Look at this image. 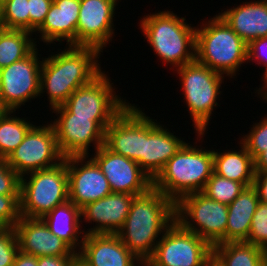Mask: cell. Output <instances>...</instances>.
Here are the masks:
<instances>
[{
    "label": "cell",
    "mask_w": 267,
    "mask_h": 266,
    "mask_svg": "<svg viewBox=\"0 0 267 266\" xmlns=\"http://www.w3.org/2000/svg\"><path fill=\"white\" fill-rule=\"evenodd\" d=\"M63 47H53L57 52L43 56L41 65L39 99L47 96L50 111L63 105L77 88L91 83L104 71L99 59L103 54L97 48Z\"/></svg>",
    "instance_id": "1"
},
{
    "label": "cell",
    "mask_w": 267,
    "mask_h": 266,
    "mask_svg": "<svg viewBox=\"0 0 267 266\" xmlns=\"http://www.w3.org/2000/svg\"><path fill=\"white\" fill-rule=\"evenodd\" d=\"M175 220V203L152 186L147 192L135 195L125 223L117 235L145 264L166 229Z\"/></svg>",
    "instance_id": "2"
},
{
    "label": "cell",
    "mask_w": 267,
    "mask_h": 266,
    "mask_svg": "<svg viewBox=\"0 0 267 266\" xmlns=\"http://www.w3.org/2000/svg\"><path fill=\"white\" fill-rule=\"evenodd\" d=\"M206 134L195 133V142L186 141L153 179V187L174 203L187 194L202 192L214 172L213 147L201 144Z\"/></svg>",
    "instance_id": "3"
},
{
    "label": "cell",
    "mask_w": 267,
    "mask_h": 266,
    "mask_svg": "<svg viewBox=\"0 0 267 266\" xmlns=\"http://www.w3.org/2000/svg\"><path fill=\"white\" fill-rule=\"evenodd\" d=\"M138 20V29L163 65L169 64L173 71L195 61L196 26L188 24L186 17L165 9Z\"/></svg>",
    "instance_id": "4"
},
{
    "label": "cell",
    "mask_w": 267,
    "mask_h": 266,
    "mask_svg": "<svg viewBox=\"0 0 267 266\" xmlns=\"http://www.w3.org/2000/svg\"><path fill=\"white\" fill-rule=\"evenodd\" d=\"M195 60L231 80L248 64L247 44L216 13L196 25Z\"/></svg>",
    "instance_id": "5"
},
{
    "label": "cell",
    "mask_w": 267,
    "mask_h": 266,
    "mask_svg": "<svg viewBox=\"0 0 267 266\" xmlns=\"http://www.w3.org/2000/svg\"><path fill=\"white\" fill-rule=\"evenodd\" d=\"M174 73L179 76L185 110L193 122L194 133H208L214 109L221 105L217 100L222 99L221 85L227 77L196 60L173 70Z\"/></svg>",
    "instance_id": "6"
},
{
    "label": "cell",
    "mask_w": 267,
    "mask_h": 266,
    "mask_svg": "<svg viewBox=\"0 0 267 266\" xmlns=\"http://www.w3.org/2000/svg\"><path fill=\"white\" fill-rule=\"evenodd\" d=\"M67 200V157L53 167L34 171L20 178V213L23 217L42 218Z\"/></svg>",
    "instance_id": "7"
},
{
    "label": "cell",
    "mask_w": 267,
    "mask_h": 266,
    "mask_svg": "<svg viewBox=\"0 0 267 266\" xmlns=\"http://www.w3.org/2000/svg\"><path fill=\"white\" fill-rule=\"evenodd\" d=\"M105 72L77 88L63 104L74 117H91L104 131L130 104L116 93L114 81Z\"/></svg>",
    "instance_id": "8"
},
{
    "label": "cell",
    "mask_w": 267,
    "mask_h": 266,
    "mask_svg": "<svg viewBox=\"0 0 267 266\" xmlns=\"http://www.w3.org/2000/svg\"><path fill=\"white\" fill-rule=\"evenodd\" d=\"M228 207L202 192L183 196L175 203V219L212 247L226 243Z\"/></svg>",
    "instance_id": "9"
},
{
    "label": "cell",
    "mask_w": 267,
    "mask_h": 266,
    "mask_svg": "<svg viewBox=\"0 0 267 266\" xmlns=\"http://www.w3.org/2000/svg\"><path fill=\"white\" fill-rule=\"evenodd\" d=\"M213 247L175 220L165 231L146 266H205Z\"/></svg>",
    "instance_id": "10"
},
{
    "label": "cell",
    "mask_w": 267,
    "mask_h": 266,
    "mask_svg": "<svg viewBox=\"0 0 267 266\" xmlns=\"http://www.w3.org/2000/svg\"><path fill=\"white\" fill-rule=\"evenodd\" d=\"M35 124L22 143L6 158L7 164L20 176L53 167L64 160L55 130L50 122Z\"/></svg>",
    "instance_id": "11"
},
{
    "label": "cell",
    "mask_w": 267,
    "mask_h": 266,
    "mask_svg": "<svg viewBox=\"0 0 267 266\" xmlns=\"http://www.w3.org/2000/svg\"><path fill=\"white\" fill-rule=\"evenodd\" d=\"M39 47L24 59L0 69V98L8 110L20 111L27 102L39 98L43 62L39 53L43 47L40 50Z\"/></svg>",
    "instance_id": "12"
},
{
    "label": "cell",
    "mask_w": 267,
    "mask_h": 266,
    "mask_svg": "<svg viewBox=\"0 0 267 266\" xmlns=\"http://www.w3.org/2000/svg\"><path fill=\"white\" fill-rule=\"evenodd\" d=\"M51 112L57 118L51 116L53 119L49 122L55 130L58 147L64 157L90 155V152L104 145L105 131L91 117H74L63 105Z\"/></svg>",
    "instance_id": "13"
},
{
    "label": "cell",
    "mask_w": 267,
    "mask_h": 266,
    "mask_svg": "<svg viewBox=\"0 0 267 266\" xmlns=\"http://www.w3.org/2000/svg\"><path fill=\"white\" fill-rule=\"evenodd\" d=\"M119 5V0H80L76 46L94 47L103 53L114 40Z\"/></svg>",
    "instance_id": "14"
},
{
    "label": "cell",
    "mask_w": 267,
    "mask_h": 266,
    "mask_svg": "<svg viewBox=\"0 0 267 266\" xmlns=\"http://www.w3.org/2000/svg\"><path fill=\"white\" fill-rule=\"evenodd\" d=\"M89 156L100 167L113 193L140 195L153 186V180L137 162L113 153L105 145Z\"/></svg>",
    "instance_id": "15"
},
{
    "label": "cell",
    "mask_w": 267,
    "mask_h": 266,
    "mask_svg": "<svg viewBox=\"0 0 267 266\" xmlns=\"http://www.w3.org/2000/svg\"><path fill=\"white\" fill-rule=\"evenodd\" d=\"M69 200L80 209L112 193L109 182L89 156L67 157Z\"/></svg>",
    "instance_id": "16"
},
{
    "label": "cell",
    "mask_w": 267,
    "mask_h": 266,
    "mask_svg": "<svg viewBox=\"0 0 267 266\" xmlns=\"http://www.w3.org/2000/svg\"><path fill=\"white\" fill-rule=\"evenodd\" d=\"M130 103L106 128L104 145L113 153L134 160L143 169V110Z\"/></svg>",
    "instance_id": "17"
},
{
    "label": "cell",
    "mask_w": 267,
    "mask_h": 266,
    "mask_svg": "<svg viewBox=\"0 0 267 266\" xmlns=\"http://www.w3.org/2000/svg\"><path fill=\"white\" fill-rule=\"evenodd\" d=\"M176 135L143 109V170L152 180L186 143L185 138Z\"/></svg>",
    "instance_id": "18"
},
{
    "label": "cell",
    "mask_w": 267,
    "mask_h": 266,
    "mask_svg": "<svg viewBox=\"0 0 267 266\" xmlns=\"http://www.w3.org/2000/svg\"><path fill=\"white\" fill-rule=\"evenodd\" d=\"M134 197L133 194L112 192L81 208V223L93 225L88 229L84 226L85 235L117 234L125 223Z\"/></svg>",
    "instance_id": "19"
},
{
    "label": "cell",
    "mask_w": 267,
    "mask_h": 266,
    "mask_svg": "<svg viewBox=\"0 0 267 266\" xmlns=\"http://www.w3.org/2000/svg\"><path fill=\"white\" fill-rule=\"evenodd\" d=\"M79 9L80 0H53L43 24L33 33L36 35L34 36L36 45L43 42L44 47L48 45L52 48L59 42L57 46L59 44L63 46L65 43L76 46Z\"/></svg>",
    "instance_id": "20"
},
{
    "label": "cell",
    "mask_w": 267,
    "mask_h": 266,
    "mask_svg": "<svg viewBox=\"0 0 267 266\" xmlns=\"http://www.w3.org/2000/svg\"><path fill=\"white\" fill-rule=\"evenodd\" d=\"M84 266H143L117 234H87L78 252Z\"/></svg>",
    "instance_id": "21"
},
{
    "label": "cell",
    "mask_w": 267,
    "mask_h": 266,
    "mask_svg": "<svg viewBox=\"0 0 267 266\" xmlns=\"http://www.w3.org/2000/svg\"><path fill=\"white\" fill-rule=\"evenodd\" d=\"M19 251L36 257L78 255L66 242L53 235L41 218L21 216L13 227Z\"/></svg>",
    "instance_id": "22"
},
{
    "label": "cell",
    "mask_w": 267,
    "mask_h": 266,
    "mask_svg": "<svg viewBox=\"0 0 267 266\" xmlns=\"http://www.w3.org/2000/svg\"><path fill=\"white\" fill-rule=\"evenodd\" d=\"M234 5L218 14L247 45L257 38L267 37V0L242 1Z\"/></svg>",
    "instance_id": "23"
},
{
    "label": "cell",
    "mask_w": 267,
    "mask_h": 266,
    "mask_svg": "<svg viewBox=\"0 0 267 266\" xmlns=\"http://www.w3.org/2000/svg\"><path fill=\"white\" fill-rule=\"evenodd\" d=\"M41 219L53 235L66 242L76 253L80 251L85 233L81 225V209L78 206L67 200Z\"/></svg>",
    "instance_id": "24"
},
{
    "label": "cell",
    "mask_w": 267,
    "mask_h": 266,
    "mask_svg": "<svg viewBox=\"0 0 267 266\" xmlns=\"http://www.w3.org/2000/svg\"><path fill=\"white\" fill-rule=\"evenodd\" d=\"M237 144L239 146L235 145L237 148L234 147L231 150L228 148L215 150L213 148L214 173L226 179L243 183L246 187L253 186L255 161L240 141Z\"/></svg>",
    "instance_id": "25"
},
{
    "label": "cell",
    "mask_w": 267,
    "mask_h": 266,
    "mask_svg": "<svg viewBox=\"0 0 267 266\" xmlns=\"http://www.w3.org/2000/svg\"><path fill=\"white\" fill-rule=\"evenodd\" d=\"M259 204L256 189L246 187L229 205L226 242L246 241L249 236L251 220Z\"/></svg>",
    "instance_id": "26"
},
{
    "label": "cell",
    "mask_w": 267,
    "mask_h": 266,
    "mask_svg": "<svg viewBox=\"0 0 267 266\" xmlns=\"http://www.w3.org/2000/svg\"><path fill=\"white\" fill-rule=\"evenodd\" d=\"M213 257L221 266H265L263 248L245 241L216 244Z\"/></svg>",
    "instance_id": "27"
},
{
    "label": "cell",
    "mask_w": 267,
    "mask_h": 266,
    "mask_svg": "<svg viewBox=\"0 0 267 266\" xmlns=\"http://www.w3.org/2000/svg\"><path fill=\"white\" fill-rule=\"evenodd\" d=\"M33 35L26 30H0V69L24 59L38 47Z\"/></svg>",
    "instance_id": "28"
},
{
    "label": "cell",
    "mask_w": 267,
    "mask_h": 266,
    "mask_svg": "<svg viewBox=\"0 0 267 266\" xmlns=\"http://www.w3.org/2000/svg\"><path fill=\"white\" fill-rule=\"evenodd\" d=\"M18 114V110H7L0 117V158L6 159L22 143L28 131L37 124L28 117H19Z\"/></svg>",
    "instance_id": "29"
},
{
    "label": "cell",
    "mask_w": 267,
    "mask_h": 266,
    "mask_svg": "<svg viewBox=\"0 0 267 266\" xmlns=\"http://www.w3.org/2000/svg\"><path fill=\"white\" fill-rule=\"evenodd\" d=\"M245 188L243 183L226 179L213 172L202 193L216 202L229 205Z\"/></svg>",
    "instance_id": "30"
},
{
    "label": "cell",
    "mask_w": 267,
    "mask_h": 266,
    "mask_svg": "<svg viewBox=\"0 0 267 266\" xmlns=\"http://www.w3.org/2000/svg\"><path fill=\"white\" fill-rule=\"evenodd\" d=\"M3 29L30 32L28 0H7L1 4Z\"/></svg>",
    "instance_id": "31"
},
{
    "label": "cell",
    "mask_w": 267,
    "mask_h": 266,
    "mask_svg": "<svg viewBox=\"0 0 267 266\" xmlns=\"http://www.w3.org/2000/svg\"><path fill=\"white\" fill-rule=\"evenodd\" d=\"M262 117L261 120L254 121L250 130L244 135L240 134L241 137L238 138L254 160L267 149V114Z\"/></svg>",
    "instance_id": "32"
},
{
    "label": "cell",
    "mask_w": 267,
    "mask_h": 266,
    "mask_svg": "<svg viewBox=\"0 0 267 266\" xmlns=\"http://www.w3.org/2000/svg\"><path fill=\"white\" fill-rule=\"evenodd\" d=\"M247 243L265 248L267 246V203L259 202L251 220Z\"/></svg>",
    "instance_id": "33"
},
{
    "label": "cell",
    "mask_w": 267,
    "mask_h": 266,
    "mask_svg": "<svg viewBox=\"0 0 267 266\" xmlns=\"http://www.w3.org/2000/svg\"><path fill=\"white\" fill-rule=\"evenodd\" d=\"M19 252L17 236L13 227H0V266H13Z\"/></svg>",
    "instance_id": "34"
},
{
    "label": "cell",
    "mask_w": 267,
    "mask_h": 266,
    "mask_svg": "<svg viewBox=\"0 0 267 266\" xmlns=\"http://www.w3.org/2000/svg\"><path fill=\"white\" fill-rule=\"evenodd\" d=\"M20 218V195H0V227H14Z\"/></svg>",
    "instance_id": "35"
},
{
    "label": "cell",
    "mask_w": 267,
    "mask_h": 266,
    "mask_svg": "<svg viewBox=\"0 0 267 266\" xmlns=\"http://www.w3.org/2000/svg\"><path fill=\"white\" fill-rule=\"evenodd\" d=\"M20 176L0 158V195H20Z\"/></svg>",
    "instance_id": "36"
},
{
    "label": "cell",
    "mask_w": 267,
    "mask_h": 266,
    "mask_svg": "<svg viewBox=\"0 0 267 266\" xmlns=\"http://www.w3.org/2000/svg\"><path fill=\"white\" fill-rule=\"evenodd\" d=\"M263 67L262 80L267 76V37L257 38L247 45V63Z\"/></svg>",
    "instance_id": "37"
},
{
    "label": "cell",
    "mask_w": 267,
    "mask_h": 266,
    "mask_svg": "<svg viewBox=\"0 0 267 266\" xmlns=\"http://www.w3.org/2000/svg\"><path fill=\"white\" fill-rule=\"evenodd\" d=\"M30 32L34 33L42 24L53 0H28Z\"/></svg>",
    "instance_id": "38"
},
{
    "label": "cell",
    "mask_w": 267,
    "mask_h": 266,
    "mask_svg": "<svg viewBox=\"0 0 267 266\" xmlns=\"http://www.w3.org/2000/svg\"><path fill=\"white\" fill-rule=\"evenodd\" d=\"M79 261L78 255L38 257V266H74Z\"/></svg>",
    "instance_id": "39"
},
{
    "label": "cell",
    "mask_w": 267,
    "mask_h": 266,
    "mask_svg": "<svg viewBox=\"0 0 267 266\" xmlns=\"http://www.w3.org/2000/svg\"><path fill=\"white\" fill-rule=\"evenodd\" d=\"M253 187L257 191L259 202L267 203V171L255 172Z\"/></svg>",
    "instance_id": "40"
},
{
    "label": "cell",
    "mask_w": 267,
    "mask_h": 266,
    "mask_svg": "<svg viewBox=\"0 0 267 266\" xmlns=\"http://www.w3.org/2000/svg\"><path fill=\"white\" fill-rule=\"evenodd\" d=\"M13 266H38V257L19 251Z\"/></svg>",
    "instance_id": "41"
},
{
    "label": "cell",
    "mask_w": 267,
    "mask_h": 266,
    "mask_svg": "<svg viewBox=\"0 0 267 266\" xmlns=\"http://www.w3.org/2000/svg\"><path fill=\"white\" fill-rule=\"evenodd\" d=\"M254 161L255 172L267 171V149H265Z\"/></svg>",
    "instance_id": "42"
},
{
    "label": "cell",
    "mask_w": 267,
    "mask_h": 266,
    "mask_svg": "<svg viewBox=\"0 0 267 266\" xmlns=\"http://www.w3.org/2000/svg\"><path fill=\"white\" fill-rule=\"evenodd\" d=\"M262 81H263L262 84H259V88L258 87L256 89L253 88L255 97L258 96L267 87V76Z\"/></svg>",
    "instance_id": "43"
},
{
    "label": "cell",
    "mask_w": 267,
    "mask_h": 266,
    "mask_svg": "<svg viewBox=\"0 0 267 266\" xmlns=\"http://www.w3.org/2000/svg\"><path fill=\"white\" fill-rule=\"evenodd\" d=\"M257 97L263 101L262 103H267V87Z\"/></svg>",
    "instance_id": "44"
},
{
    "label": "cell",
    "mask_w": 267,
    "mask_h": 266,
    "mask_svg": "<svg viewBox=\"0 0 267 266\" xmlns=\"http://www.w3.org/2000/svg\"><path fill=\"white\" fill-rule=\"evenodd\" d=\"M206 266H221V264L214 258L212 257L207 263Z\"/></svg>",
    "instance_id": "45"
},
{
    "label": "cell",
    "mask_w": 267,
    "mask_h": 266,
    "mask_svg": "<svg viewBox=\"0 0 267 266\" xmlns=\"http://www.w3.org/2000/svg\"><path fill=\"white\" fill-rule=\"evenodd\" d=\"M8 109L2 104L1 98H0V117L7 111Z\"/></svg>",
    "instance_id": "46"
},
{
    "label": "cell",
    "mask_w": 267,
    "mask_h": 266,
    "mask_svg": "<svg viewBox=\"0 0 267 266\" xmlns=\"http://www.w3.org/2000/svg\"><path fill=\"white\" fill-rule=\"evenodd\" d=\"M264 251V261H265V266H267V246L263 248Z\"/></svg>",
    "instance_id": "47"
},
{
    "label": "cell",
    "mask_w": 267,
    "mask_h": 266,
    "mask_svg": "<svg viewBox=\"0 0 267 266\" xmlns=\"http://www.w3.org/2000/svg\"><path fill=\"white\" fill-rule=\"evenodd\" d=\"M3 29V23H2V11H1V3H0V30Z\"/></svg>",
    "instance_id": "48"
},
{
    "label": "cell",
    "mask_w": 267,
    "mask_h": 266,
    "mask_svg": "<svg viewBox=\"0 0 267 266\" xmlns=\"http://www.w3.org/2000/svg\"><path fill=\"white\" fill-rule=\"evenodd\" d=\"M74 266H84L80 261H78Z\"/></svg>",
    "instance_id": "49"
}]
</instances>
